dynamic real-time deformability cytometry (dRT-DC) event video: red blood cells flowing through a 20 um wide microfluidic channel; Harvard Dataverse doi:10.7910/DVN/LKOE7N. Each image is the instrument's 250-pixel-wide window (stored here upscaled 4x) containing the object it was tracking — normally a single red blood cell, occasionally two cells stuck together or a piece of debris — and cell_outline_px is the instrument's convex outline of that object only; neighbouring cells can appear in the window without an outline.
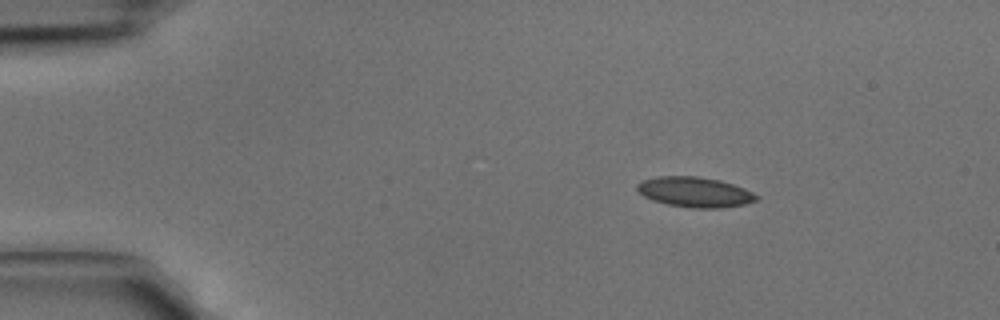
{"species": "common noctule bat (a hibernating species)", "species_latin": "Nyctalus noctula", "temperature_condition": "cold", "stored_images_in_passage": 4, "camera_frame_rate_fps": 3000, "um_per_image_px": 0.085, "animal": {"sex": "male", "body_mass_g": 15.6}, "frame": {"image": 1, "passage_image": 1, "time_ms": 0.0, "image_size_px": [1000, 320], "cell_outline_px": [[760, 200], [744, 204], [720, 208], [692, 208], [668, 204], [652, 200], [644, 196], [636, 188], [636, 184], [644, 180], [656, 176], [696, 176], [720, 180], [744, 188], [760, 196]], "centroid_in_image_um": [59.08, 16.32], "position_along_channel_um": 25.9, "area_um2": 20.98}}
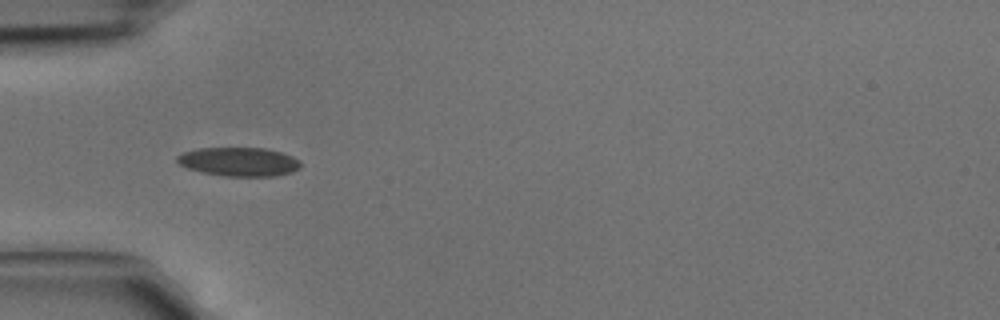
{"frame": {"image": 2, "passage_image": 3, "time_ms": 0.667, "image_size_px": [1000, 320], "cell_outline_px": [[300, 168], [292, 172], [276, 176], [224, 176], [204, 172], [188, 168], [180, 164], [176, 160], [176, 156], [184, 152], [196, 148], [264, 148], [280, 152], [292, 156], [300, 160]], "centroid_in_image_um": [20.33, 13.74], "position_along_channel_um": 64.7, "area_um2": 20.69}}